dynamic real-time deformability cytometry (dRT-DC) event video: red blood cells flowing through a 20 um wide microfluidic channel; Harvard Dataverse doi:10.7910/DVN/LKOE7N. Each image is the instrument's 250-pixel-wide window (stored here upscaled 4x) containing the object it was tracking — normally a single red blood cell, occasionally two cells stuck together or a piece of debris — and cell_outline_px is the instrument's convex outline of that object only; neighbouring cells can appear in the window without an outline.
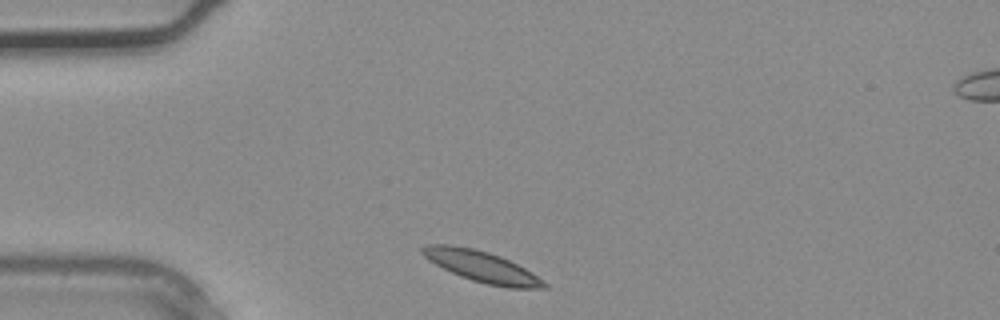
{"species": "common noctule bat (a hibernating species)", "species_latin": "Nyctalus noctula", "temperature_condition": "warm", "stored_images_in_passage": 2, "camera_frame_rate_fps": 3000, "um_per_image_px": 0.085, "animal": {"sex": "male", "body_mass_g": 20.4}, "frame": {"image": 1, "passage_image": 1, "time_ms": 0.0, "image_size_px": [1000, 320], "cell_outline_px": [[548, 288], [508, 288], [488, 284], [472, 280], [460, 276], [428, 260], [420, 252], [420, 248], [428, 244], [452, 244], [472, 248], [488, 252], [500, 256], [532, 272], [548, 284]], "centroid_in_image_um": [40.94, 22.65], "position_along_channel_um": 44.1, "area_um2": 21.85}}